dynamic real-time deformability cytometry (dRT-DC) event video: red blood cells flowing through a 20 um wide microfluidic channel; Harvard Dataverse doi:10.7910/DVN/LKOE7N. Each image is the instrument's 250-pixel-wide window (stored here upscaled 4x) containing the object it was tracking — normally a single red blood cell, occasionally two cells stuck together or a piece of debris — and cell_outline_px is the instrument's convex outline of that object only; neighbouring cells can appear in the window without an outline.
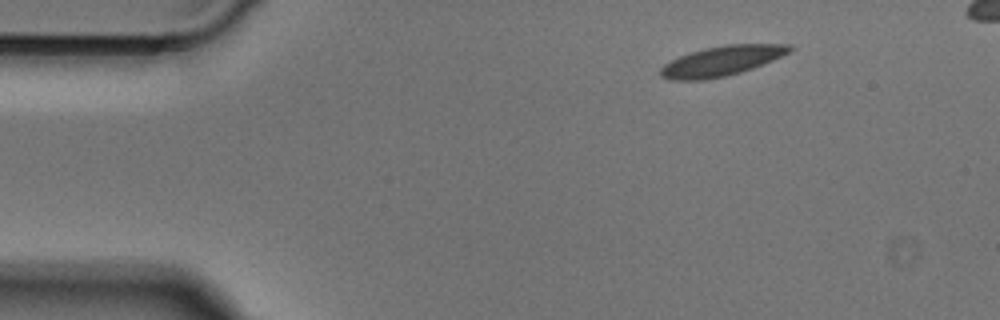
{"species": "Egyptian fruit bat (a non-hibernating species)", "species_latin": "Rousettus aegyptiacus", "temperature_condition": "cold", "stored_images_in_passage": 43, "camera_frame_rate_fps": 3000, "um_per_image_px": 0.085, "animal": {"sex": "male"}, "frame": {"image": 1, "passage_image": 1, "time_ms": 0.0, "image_size_px": [1000, 320], "cell_outline_px": [[796, 48], [772, 60], [752, 68], [740, 72], [724, 76], [704, 80], [672, 80], [660, 76], [660, 68], [664, 64], [680, 56], [704, 48], [724, 44], [792, 44]], "centroid_in_image_um": [61.34, 5.17], "position_along_channel_um": 23.7, "area_um2": 22.31}}
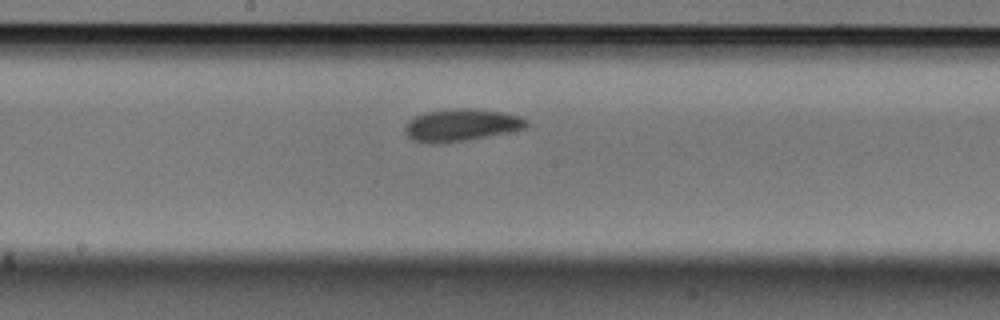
{"frame": {"image": 2, "passage_image": 20, "time_ms": 6.333, "image_size_px": [1000, 320], "cell_outline_px": [[528, 124], [524, 128], [464, 140], [440, 144], [420, 144], [412, 140], [404, 132], [404, 128], [408, 120], [416, 116], [428, 112], [448, 108], [468, 108], [504, 112], [520, 116], [528, 120]], "centroid_in_image_um": [39.12, 10.63], "position_along_channel_um": 209.1, "area_um2": 22.83}}
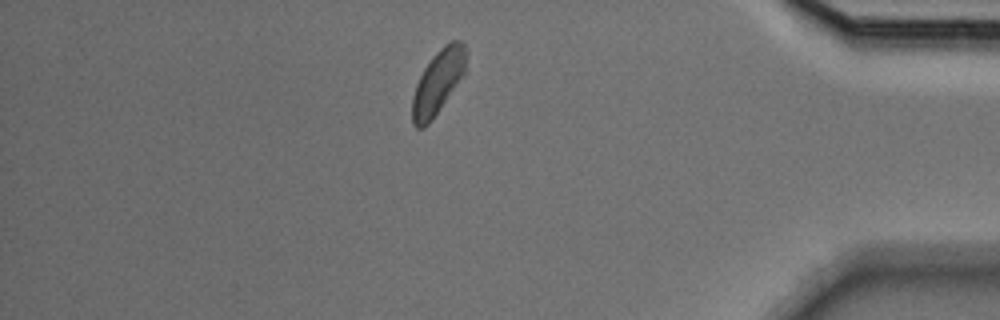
{"frame": {"image": 3, "passage_image": 37, "time_ms": 12.0, "image_size_px": [1000, 320], "cell_outline_px": [[464, 72], [432, 120], [424, 128], [416, 128], [412, 124], [412, 96], [416, 84], [424, 68], [432, 56], [444, 44], [452, 40], [460, 40], [464, 44]], "centroid_in_image_um": [37.16, 6.99], "position_along_channel_um": 398.0, "area_um2": 19.54}}